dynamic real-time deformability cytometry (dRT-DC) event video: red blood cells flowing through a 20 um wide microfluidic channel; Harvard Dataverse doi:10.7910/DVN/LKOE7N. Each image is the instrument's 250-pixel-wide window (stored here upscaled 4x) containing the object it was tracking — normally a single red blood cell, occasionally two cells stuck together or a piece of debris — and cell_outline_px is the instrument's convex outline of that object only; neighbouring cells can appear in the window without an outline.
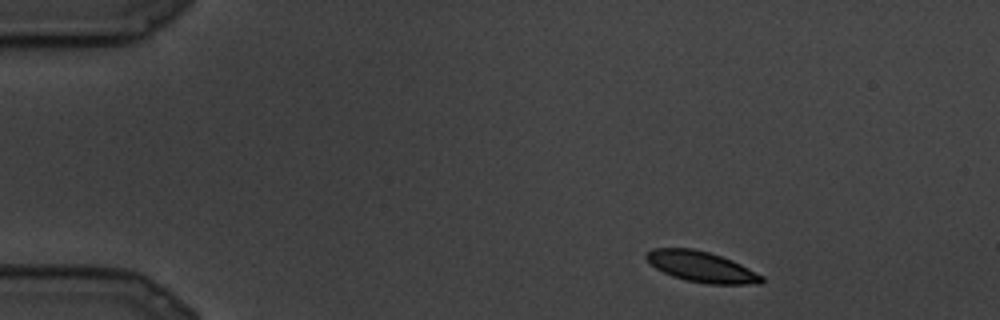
{"species": "common noctule bat (a hibernating species)", "species_latin": "Nyctalus noctula", "temperature_condition": "cold", "stored_images_in_passage": 9, "camera_frame_rate_fps": 3000, "um_per_image_px": 0.085, "animal": {"sex": "male", "body_mass_g": 19.5, "forearm_length_mm": 54.6}, "frame": {"image": 1, "passage_image": 1, "time_ms": 0.0, "image_size_px": [1000, 320], "cell_outline_px": [[764, 280], [760, 284], [708, 284], [688, 280], [672, 276], [656, 268], [644, 256], [652, 248], [692, 248], [708, 252], [732, 260], [764, 276]], "centroid_in_image_um": [59.64, 22.68], "position_along_channel_um": 25.4, "area_um2": 20.4}}
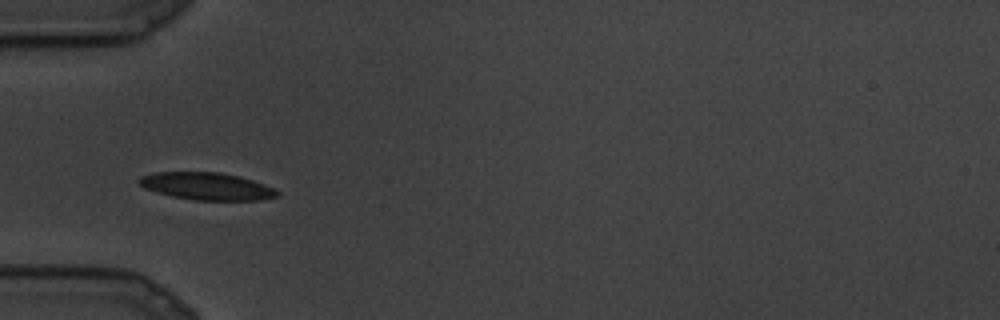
{"frame": {"image": 2, "passage_image": 6, "time_ms": 1.667, "image_size_px": [1000, 320], "cell_outline_px": [[280, 196], [260, 200], [196, 200], [172, 196], [144, 188], [136, 180], [140, 176], [152, 172], [220, 172], [240, 176], [276, 188], [280, 192]], "centroid_in_image_um": [17.6, 15.82], "position_along_channel_um": 67.4, "area_um2": 22.2}}
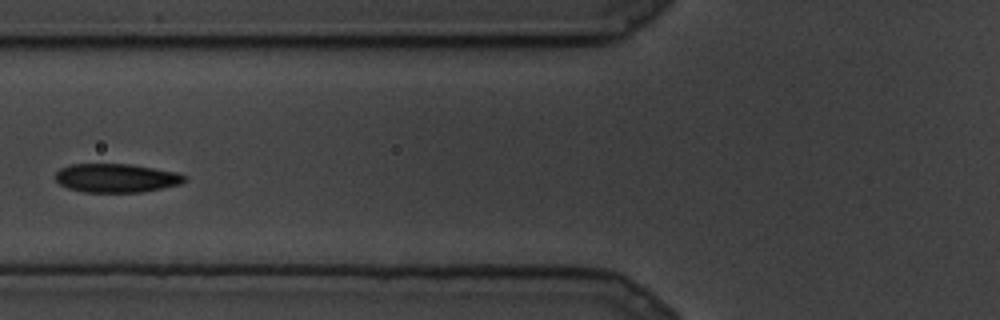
{"frame": {"image": 3, "passage_image": 8, "time_ms": 2.333, "image_size_px": [1000, 320], "cell_outline_px": [[184, 180], [180, 184], [140, 192], [84, 192], [68, 188], [60, 184], [56, 180], [56, 172], [60, 168], [72, 164], [132, 164], [176, 172], [184, 176]], "centroid_in_image_um": [9.84, 15.12], "position_along_channel_um": 116.0, "area_um2": 21.39}}